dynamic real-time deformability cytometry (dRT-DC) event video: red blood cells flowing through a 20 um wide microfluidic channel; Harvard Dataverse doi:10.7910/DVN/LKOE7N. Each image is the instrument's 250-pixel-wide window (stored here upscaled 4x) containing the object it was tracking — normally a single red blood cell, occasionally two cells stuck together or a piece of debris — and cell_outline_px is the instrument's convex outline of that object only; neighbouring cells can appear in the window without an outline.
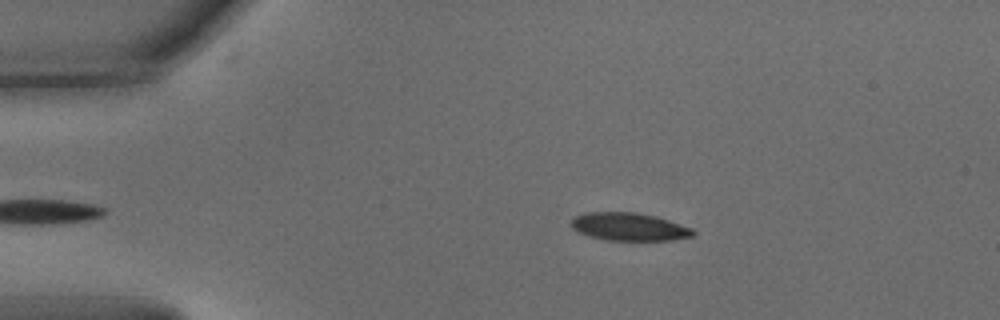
{"species": "common noctule bat (a hibernating species)", "species_latin": "Nyctalus noctula", "temperature_condition": "warm", "stored_images_in_passage": 39, "camera_frame_rate_fps": 3000, "um_per_image_px": 0.085, "animal": {"sex": "male", "body_mass_g": 15.6}, "frame": {"image": 1, "passage_image": 3, "time_ms": 0.667, "image_size_px": [1000, 320], "cell_outline_px": [[696, 232], [692, 236], [672, 240], [608, 240], [588, 236], [572, 228], [572, 220], [576, 216], [584, 212], [636, 212], [656, 216], [692, 228]], "centroid_in_image_um": [53.48, 19.27], "position_along_channel_um": 31.5, "area_um2": 19.71}}
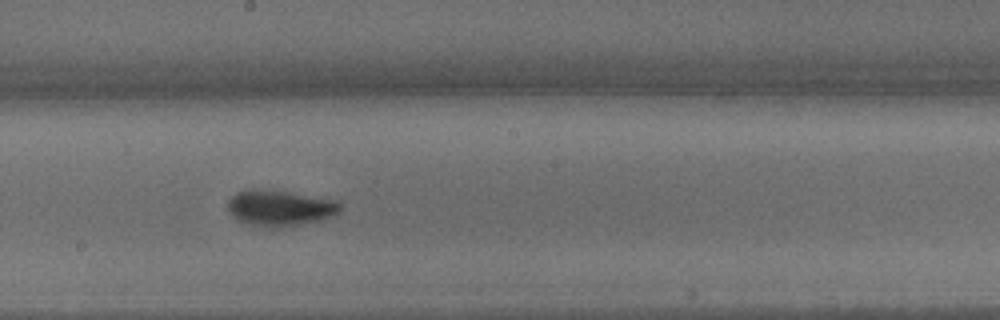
{"frame": {"image": 2, "passage_image": 22, "time_ms": 7.0, "image_size_px": [1000, 320], "cell_outline_px": [[340, 212], [332, 216], [320, 220], [280, 228], [264, 228], [248, 224], [236, 220], [228, 212], [228, 200], [236, 192], [252, 188], [260, 188], [332, 200], [340, 204]], "centroid_in_image_um": [23.7, 17.7], "position_along_channel_um": 224.5, "area_um2": 23.47}}
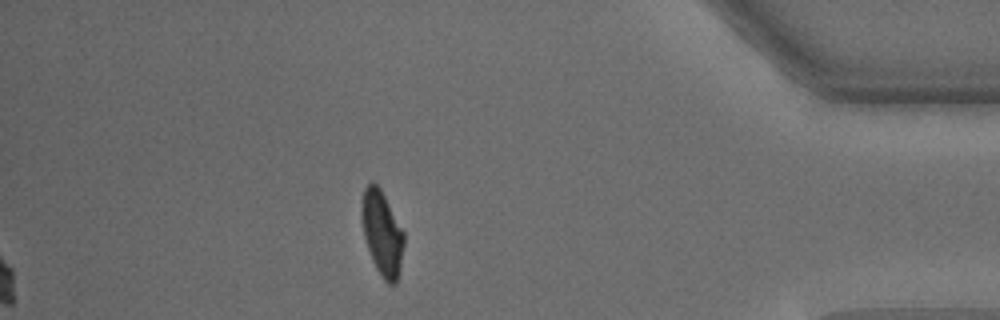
{"frame": {"image": 3, "passage_image": 39, "time_ms": 12.667, "image_size_px": [1000, 320], "cell_outline_px": [[404, 244], [400, 272], [396, 284], [388, 284], [384, 280], [376, 268], [372, 260], [364, 236], [360, 212], [360, 204], [364, 188], [372, 180], [380, 188], [404, 232]], "centroid_in_image_um": [32.47, 19.82], "position_along_channel_um": 402.7, "area_um2": 20.98}, "authors_computed_cell_mechanics": {"area_um2": 21.6172, "velocity_mm_per_s": 3.8523, "shape_relaxation_time_tau1_ms": 2.4882, "shape_relaxation_time_tau2_ms": 0.9205, "deformation_change_tau1": 0.1449, "deformation_change_tau2": 0.0638}}